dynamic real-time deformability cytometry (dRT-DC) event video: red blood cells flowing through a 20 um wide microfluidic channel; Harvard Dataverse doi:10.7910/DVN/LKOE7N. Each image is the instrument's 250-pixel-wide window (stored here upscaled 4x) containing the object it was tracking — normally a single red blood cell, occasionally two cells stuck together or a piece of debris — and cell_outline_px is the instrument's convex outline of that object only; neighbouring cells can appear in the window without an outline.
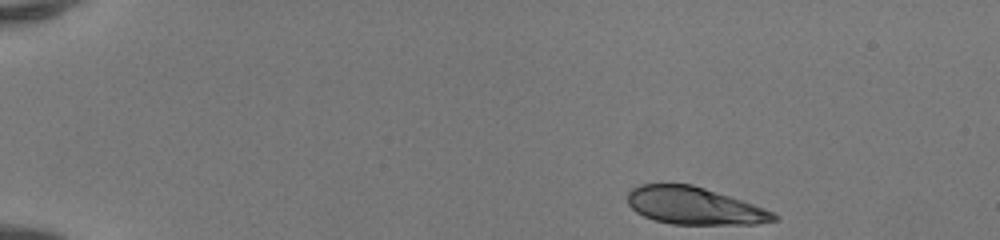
{"species": "human", "species_latin": "Homo sapiens", "temperature_condition": "room temperature", "stored_images_in_passage": 43, "camera_frame_rate_fps": 3000, "um_per_image_px": 0.085, "donor": {"sex": "female"}, "frame": {"image": 1, "passage_image": 1, "time_ms": 0.0, "image_size_px": [1000, 240], "cell_outline_px": [[780, 216], [776, 220], [756, 224], [672, 224], [652, 220], [636, 212], [628, 204], [628, 192], [632, 188], [640, 184], [692, 184], [776, 212]], "centroid_in_image_um": [59.0, 17.5], "position_along_channel_um": 26.0, "area_um2": 31.67}}
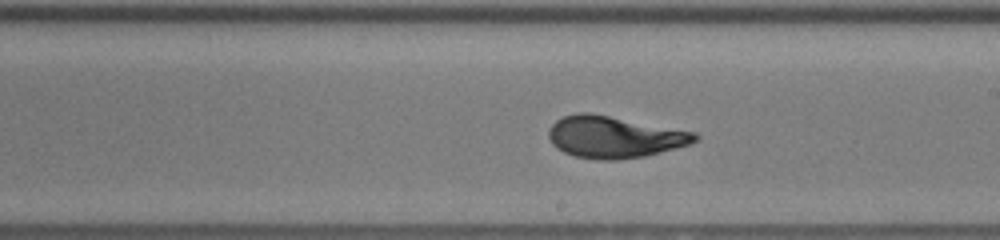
{"frame": {"image": 2, "passage_image": 24, "time_ms": 7.667, "image_size_px": [1000, 240], "cell_outline_px": [[700, 136], [696, 140], [688, 144], [660, 152], [644, 156], [616, 160], [596, 160], [576, 156], [564, 152], [556, 148], [552, 144], [548, 136], [548, 132], [552, 124], [556, 120], [564, 116], [580, 112], [588, 112], [696, 132]], "centroid_in_image_um": [52.18, 11.64], "position_along_channel_um": 236.8, "area_um2": 35.37}}
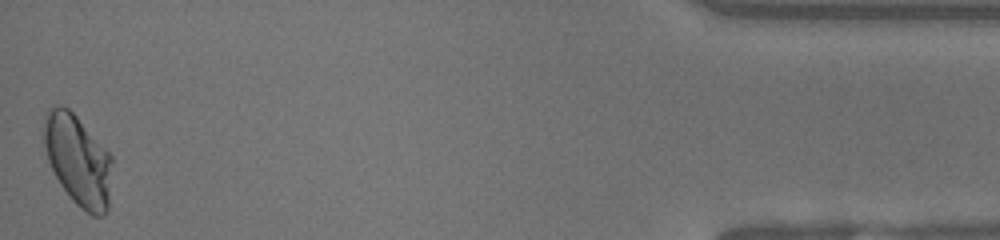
{"frame": {"image": 3, "passage_image": 43, "time_ms": 14.0, "image_size_px": [1000, 240], "cell_outline_px": [[112, 160], [108, 208], [104, 216], [92, 216], [80, 208], [68, 196], [60, 184], [48, 160], [44, 144], [44, 120], [48, 108], [68, 108], [76, 116], [112, 156]], "centroid_in_image_um": [6.64, 13.68], "position_along_channel_um": 428.6, "area_um2": 35.6}, "authors_computed_cell_mechanics": {"area_um2": 34.5644, "velocity_mm_per_s": 4.2018, "shape_relaxation_time_tau1_ms": 6.7046, "shape_relaxation_time_tau2_ms": null, "deformation_change_tau1": 0.2507, "deformation_change_tau2": null}}